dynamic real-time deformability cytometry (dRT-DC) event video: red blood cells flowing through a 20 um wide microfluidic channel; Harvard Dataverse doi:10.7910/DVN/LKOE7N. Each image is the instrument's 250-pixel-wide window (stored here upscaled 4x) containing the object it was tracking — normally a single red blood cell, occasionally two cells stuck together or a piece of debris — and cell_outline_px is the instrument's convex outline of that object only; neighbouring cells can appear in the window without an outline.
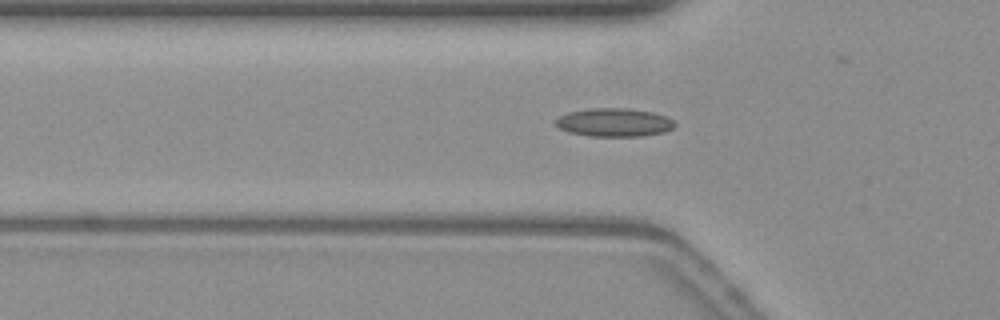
{"species": "common noctule bat (a hibernating species)", "species_latin": "Nyctalus noctula", "temperature_condition": "warm", "stored_images_in_passage": 38, "camera_frame_rate_fps": 3000, "um_per_image_px": 0.085, "animal": {"sex": "female", "body_mass_g": 19.3, "forearm_length_mm": 54.1}, "frame": {"image": 1, "passage_image": 10, "time_ms": 3.0, "image_size_px": [1000, 320], "cell_outline_px": [[676, 124], [672, 128], [664, 132], [644, 136], [588, 136], [568, 132], [560, 128], [556, 124], [556, 120], [560, 116], [568, 112], [592, 108], [628, 108], [652, 112], [664, 116], [672, 120]], "centroid_in_image_um": [52.2, 10.41], "position_along_channel_um": 73.6, "area_um2": 19.59}}
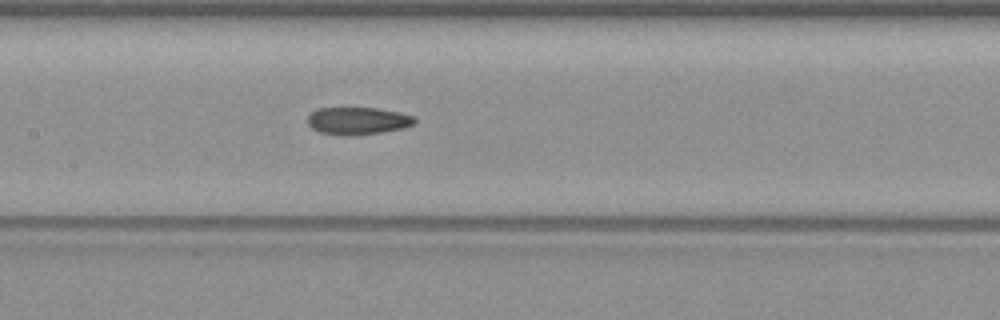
{"frame": {"image": 2, "passage_image": 18, "time_ms": 5.667, "image_size_px": [1000, 320], "cell_outline_px": [[416, 124], [404, 128], [380, 132], [352, 136], [340, 136], [320, 132], [312, 128], [308, 124], [308, 116], [312, 112], [320, 108], [376, 108], [400, 112], [416, 116]], "centroid_in_image_um": [30.45, 10.28], "position_along_channel_um": 177.0, "area_um2": 17.28}}
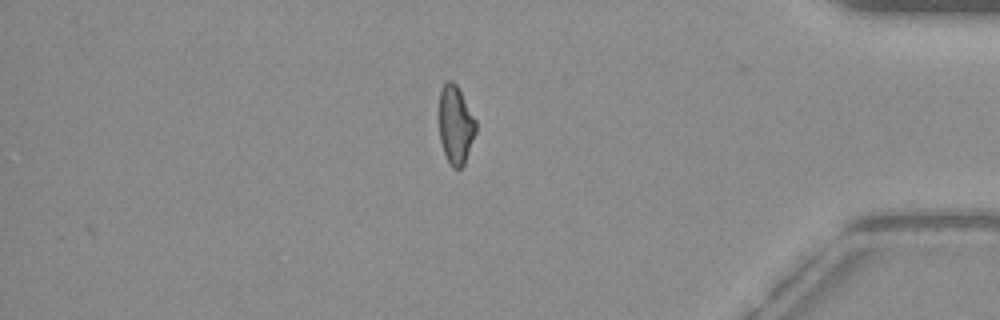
{"frame": {"image": 3, "passage_image": 38, "time_ms": 12.333, "image_size_px": [1000, 320], "cell_outline_px": [[476, 132], [464, 164], [460, 168], [452, 168], [444, 152], [440, 140], [440, 92], [444, 84], [448, 80], [452, 80], [456, 84], [476, 120]], "centroid_in_image_um": [38.74, 10.62], "position_along_channel_um": 396.5, "area_um2": 16.47}, "authors_computed_cell_mechanics": {"area_um2": 17.5423, "velocity_mm_per_s": 3.8329, "shape_relaxation_time_tau1_ms": null, "shape_relaxation_time_tau2_ms": 7.159, "deformation_change_tau1": null, "deformation_change_tau2": 0.1709}}